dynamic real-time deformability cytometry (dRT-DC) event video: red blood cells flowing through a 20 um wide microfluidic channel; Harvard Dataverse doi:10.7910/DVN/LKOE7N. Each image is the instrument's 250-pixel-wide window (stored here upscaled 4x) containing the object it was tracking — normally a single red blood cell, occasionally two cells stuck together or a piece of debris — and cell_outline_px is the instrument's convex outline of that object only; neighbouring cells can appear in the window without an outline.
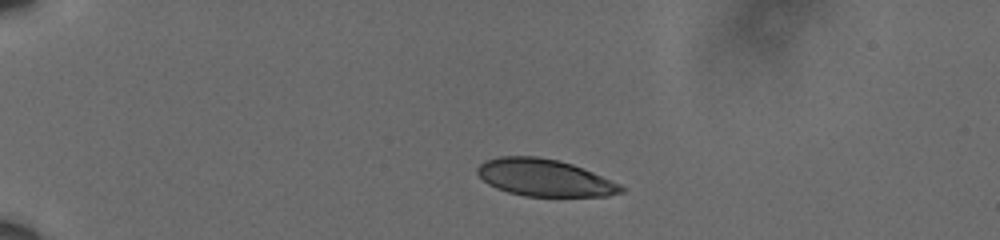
{"species": "human", "species_latin": "Homo sapiens", "temperature_condition": "cold", "stored_images_in_passage": 25, "camera_frame_rate_fps": 3000, "um_per_image_px": 0.085, "donor": {"sex": "male"}, "frame": {"image": 1, "passage_image": 1, "time_ms": 0.0, "image_size_px": [1000, 240], "cell_outline_px": [[624, 192], [608, 196], [524, 196], [508, 192], [496, 188], [488, 184], [476, 172], [476, 168], [480, 164], [488, 160], [500, 156], [536, 156], [556, 160], [572, 164], [592, 172], [620, 184], [624, 188]], "centroid_in_image_um": [46.27, 15.11], "position_along_channel_um": 38.7, "area_um2": 30.81}}
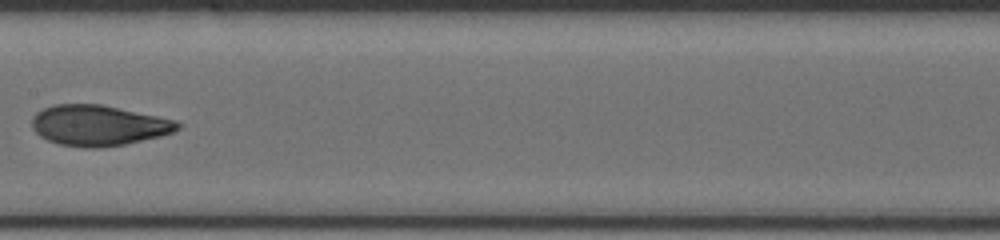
{"frame": {"image": 2, "passage_image": 14, "time_ms": 4.333, "image_size_px": [1000, 240], "cell_outline_px": [[180, 128], [172, 132], [160, 136], [124, 144], [100, 148], [84, 148], [60, 144], [48, 140], [40, 136], [32, 128], [32, 116], [36, 112], [44, 108], [56, 104], [100, 104], [176, 120], [180, 124]], "centroid_in_image_um": [8.34, 10.66], "position_along_channel_um": 199.1, "area_um2": 34.28}}
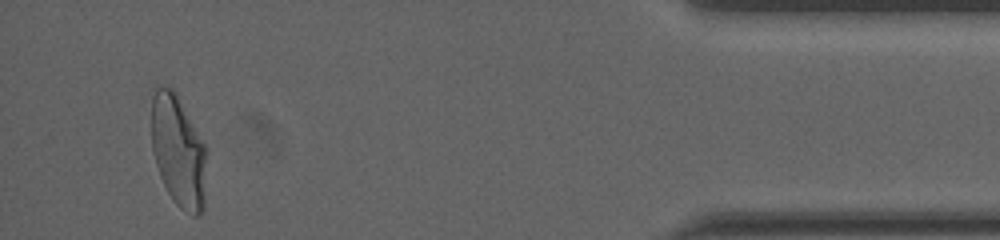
{"frame": {"image": 3, "passage_image": 25, "time_ms": 8.0, "image_size_px": [1000, 240], "cell_outline_px": [[208, 152], [204, 208], [196, 216], [192, 216], [180, 208], [172, 200], [160, 176], [156, 164], [152, 148], [152, 96], [156, 88], [172, 88], [176, 92], [204, 144]], "centroid_in_image_um": [15.19, 12.9], "position_along_channel_um": 420.0, "area_um2": 36.01}}